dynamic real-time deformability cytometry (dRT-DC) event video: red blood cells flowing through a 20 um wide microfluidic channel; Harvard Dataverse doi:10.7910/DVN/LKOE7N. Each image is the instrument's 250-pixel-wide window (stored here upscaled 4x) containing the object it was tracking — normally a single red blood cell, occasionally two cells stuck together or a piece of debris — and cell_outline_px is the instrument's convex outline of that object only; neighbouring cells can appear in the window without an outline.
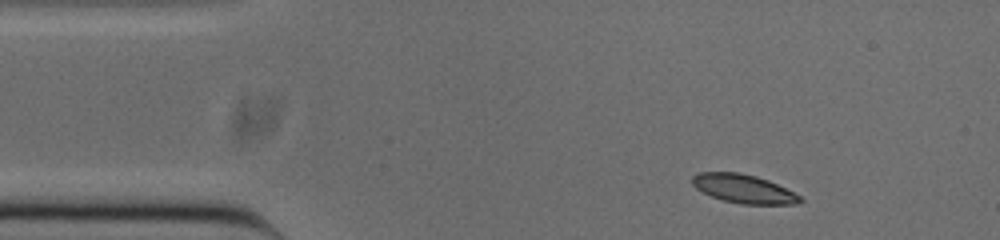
{"species": "common noctule bat (a hibernating species)", "species_latin": "Nyctalus noctula", "temperature_condition": "cold", "stored_images_in_passage": 49, "camera_frame_rate_fps": 3000, "um_per_image_px": 0.085, "animal": {"sex": "male", "body_mass_g": 20.0, "forearm_length_mm": 53.3}, "frame": {"image": 1, "passage_image": 3, "time_ms": 0.667, "image_size_px": [1000, 240], "cell_outline_px": [[804, 200], [796, 204], [740, 204], [724, 200], [712, 196], [696, 188], [692, 184], [692, 176], [696, 172], [740, 172], [756, 176], [768, 180], [800, 196]], "centroid_in_image_um": [63.18, 16.03], "position_along_channel_um": 21.8, "area_um2": 17.86}}
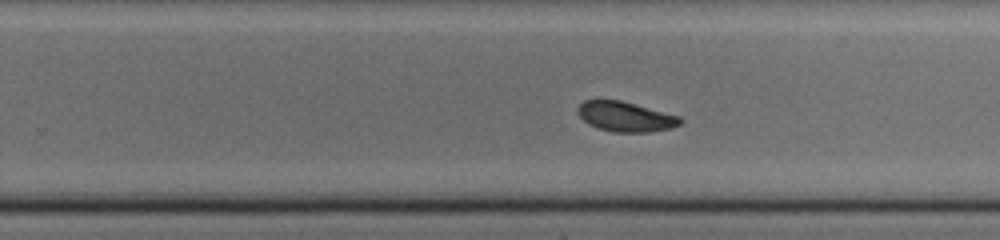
{"frame": {"image": 2, "passage_image": 28, "time_ms": 9.0, "image_size_px": [1000, 240], "cell_outline_px": [[684, 120], [680, 124], [672, 128], [648, 132], [612, 132], [588, 124], [576, 112], [576, 108], [584, 100], [620, 100], [680, 116]], "centroid_in_image_um": [53.17, 9.91], "position_along_channel_um": 276.6, "area_um2": 17.86}}
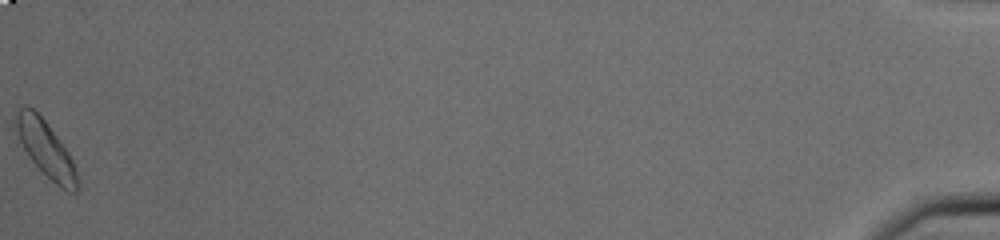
{"frame": {"image": 3, "passage_image": 49, "time_ms": 16.0, "image_size_px": [1000, 240], "cell_outline_px": [[80, 188], [76, 192], [68, 192], [60, 188], [28, 156], [20, 140], [16, 128], [16, 112], [24, 104], [28, 104], [44, 120], [68, 152], [76, 168], [80, 180]], "centroid_in_image_um": [3.94, 12.7], "position_along_channel_um": 431.3, "area_um2": 19.71}, "authors_computed_cell_mechanics": {"area_um2": 18.3804, "velocity_mm_per_s": 3.8118, "shape_relaxation_time_tau1_ms": 4.1058, "shape_relaxation_time_tau2_ms": 6.9101, "deformation_change_tau1": 0.1249, "deformation_change_tau2": 0.1036}}